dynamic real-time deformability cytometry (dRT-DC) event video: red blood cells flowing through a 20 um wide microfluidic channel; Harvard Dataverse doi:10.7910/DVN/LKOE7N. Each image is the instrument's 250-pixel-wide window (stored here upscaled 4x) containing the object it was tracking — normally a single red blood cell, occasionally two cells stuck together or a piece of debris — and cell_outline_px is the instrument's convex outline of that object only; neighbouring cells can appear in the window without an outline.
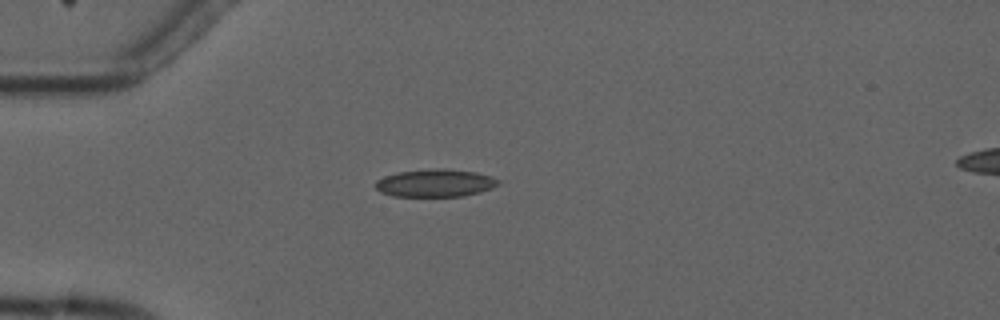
{"species": "common noctule bat (a hibernating species)", "species_latin": "Nyctalus noctula", "temperature_condition": "cold", "stored_images_in_passage": 1, "camera_frame_rate_fps": 3000, "um_per_image_px": 0.085, "animal": {"sex": "male", "forearm_length_mm": 52.5}, "frame": {"image": 1, "passage_image": 1, "time_ms": 0.0, "image_size_px": [1000, 320], "cell_outline_px": [[500, 184], [492, 188], [480, 192], [464, 196], [392, 196], [380, 192], [376, 188], [376, 180], [384, 176], [400, 172], [428, 168], [444, 168], [476, 172], [492, 176], [500, 180]], "centroid_in_image_um": [37.02, 15.55], "position_along_channel_um": 48.0, "area_um2": 20.0}}